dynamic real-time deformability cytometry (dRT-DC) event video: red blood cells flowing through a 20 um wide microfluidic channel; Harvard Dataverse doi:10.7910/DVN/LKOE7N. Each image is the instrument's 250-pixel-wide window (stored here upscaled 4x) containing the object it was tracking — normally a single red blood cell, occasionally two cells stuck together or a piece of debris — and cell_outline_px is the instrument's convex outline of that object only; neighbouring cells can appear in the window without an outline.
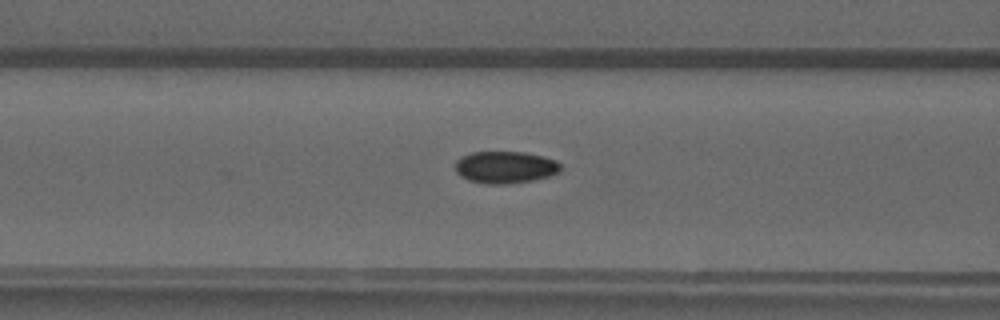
{"species": "common noctule bat (a hibernating species)", "species_latin": "Nyctalus noctula", "temperature_condition": "warm", "stored_images_in_passage": 30, "camera_frame_rate_fps": 3000, "um_per_image_px": 0.085, "animal": {"sex": "male", "forearm_length_mm": 52.5}, "frame": {"image": 1, "passage_image": 7, "time_ms": 2.0, "image_size_px": [1000, 320], "cell_outline_px": [[560, 168], [556, 172], [548, 176], [532, 180], [508, 184], [484, 184], [468, 180], [460, 176], [456, 172], [456, 160], [472, 152], [524, 152], [544, 156], [556, 160], [560, 164]], "centroid_in_image_um": [42.92, 14.22], "position_along_channel_um": 123.7, "area_um2": 19.59}}
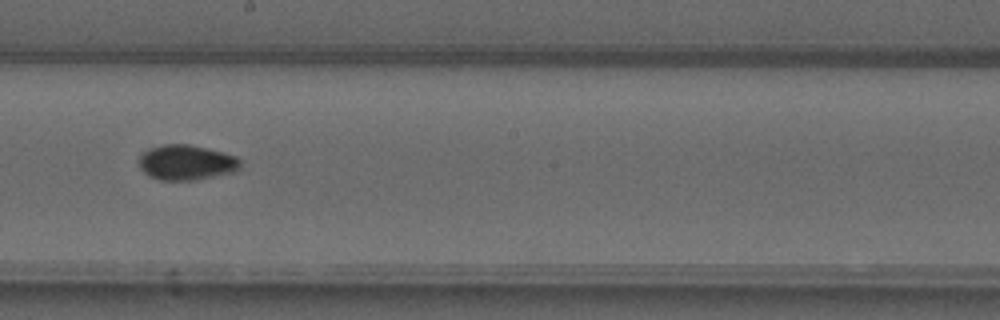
{"frame": {"image": 2, "passage_image": 15, "time_ms": 4.667, "image_size_px": [1000, 320], "cell_outline_px": [[240, 168], [236, 172], [196, 180], [160, 180], [148, 176], [140, 168], [140, 156], [148, 148], [164, 144], [188, 144], [224, 152], [236, 156], [240, 160]], "centroid_in_image_um": [15.86, 13.82], "position_along_channel_um": 232.3, "area_um2": 20.92}}
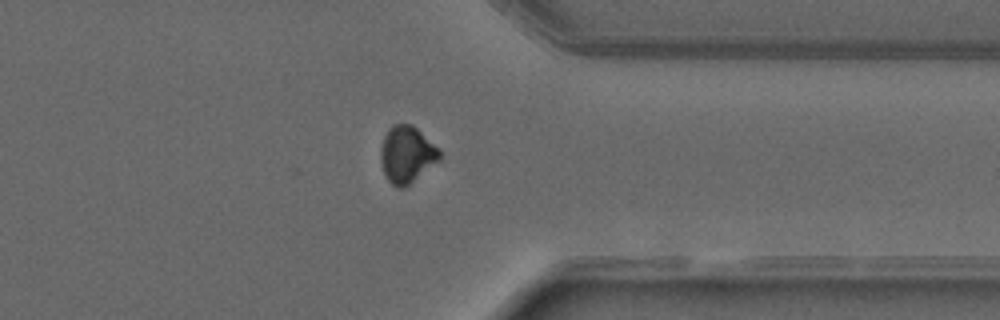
{"frame": {"image": 3, "passage_image": 26, "time_ms": 8.333, "image_size_px": [1000, 320], "cell_outline_px": [[440, 160], [404, 188], [396, 188], [384, 176], [380, 160], [380, 148], [384, 136], [388, 128], [392, 124], [412, 124], [440, 148]], "centroid_in_image_um": [34.56, 13.13], "position_along_channel_um": 376.8, "area_um2": 19.77}, "authors_computed_cell_mechanics": {"area_um2": 19.9988, "velocity_mm_per_s": 4.0804, "shape_relaxation_time_tau1_ms": null, "shape_relaxation_time_tau2_ms": 1.0252, "deformation_change_tau1": null, "deformation_change_tau2": 0.036}}